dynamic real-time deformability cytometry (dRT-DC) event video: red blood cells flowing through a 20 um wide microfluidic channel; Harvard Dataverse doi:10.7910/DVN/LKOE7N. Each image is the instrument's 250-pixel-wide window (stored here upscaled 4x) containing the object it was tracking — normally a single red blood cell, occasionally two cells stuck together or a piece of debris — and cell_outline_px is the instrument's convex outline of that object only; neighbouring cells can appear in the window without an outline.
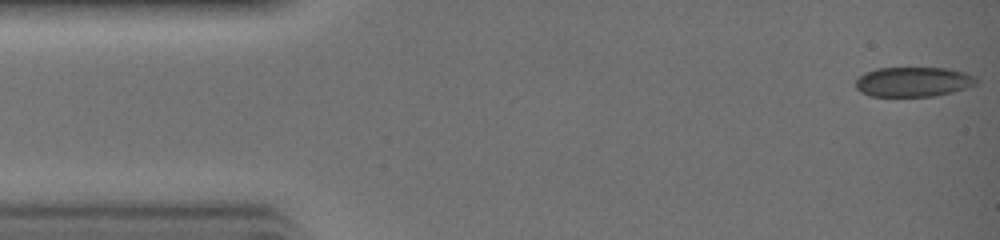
{"species": "common noctule bat (a hibernating species)", "species_latin": "Nyctalus noctula", "temperature_condition": "warm", "stored_images_in_passage": 32, "camera_frame_rate_fps": 3000, "um_per_image_px": 0.085, "animal": {"sex": "female", "body_mass_g": 19.0, "forearm_length_mm": 51.5}, "frame": {"image": 1, "passage_image": 1, "time_ms": 0.0, "image_size_px": [1000, 240], "cell_outline_px": [[980, 80], [976, 84], [952, 92], [936, 96], [868, 96], [860, 92], [856, 88], [856, 80], [864, 72], [876, 68], [944, 68], [964, 72], [976, 76]], "centroid_in_image_um": [77.62, 6.95], "position_along_channel_um": 7.4, "area_um2": 21.04}}
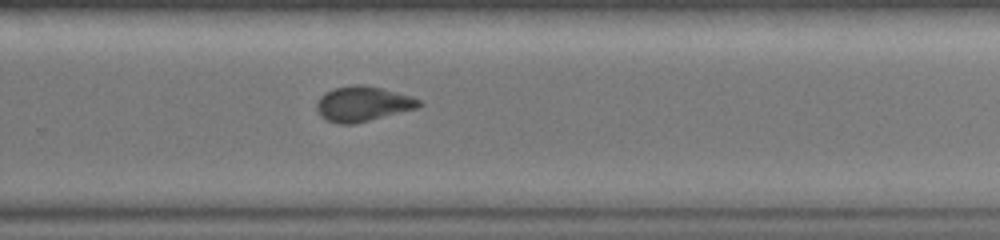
{"frame": {"image": 2, "passage_image": 21, "time_ms": 6.667, "image_size_px": [1000, 240], "cell_outline_px": [[424, 104], [416, 108], [356, 124], [340, 124], [328, 120], [320, 116], [316, 108], [316, 100], [324, 92], [332, 88], [352, 84], [364, 84], [412, 96], [420, 100]], "centroid_in_image_um": [30.8, 8.82], "position_along_channel_um": 299.0, "area_um2": 21.1}}
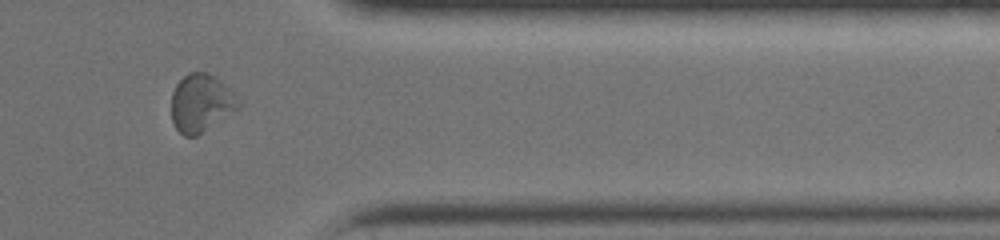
{"frame": {"image": 3, "passage_image": 26, "time_ms": 8.333, "image_size_px": [1000, 240], "cell_outline_px": [[244, 104], [240, 108], [196, 136], [184, 136], [176, 128], [172, 120], [172, 92], [176, 84], [188, 72], [208, 72], [220, 80]], "centroid_in_image_um": [17.11, 8.75], "position_along_channel_um": 394.3, "area_um2": 22.6}}